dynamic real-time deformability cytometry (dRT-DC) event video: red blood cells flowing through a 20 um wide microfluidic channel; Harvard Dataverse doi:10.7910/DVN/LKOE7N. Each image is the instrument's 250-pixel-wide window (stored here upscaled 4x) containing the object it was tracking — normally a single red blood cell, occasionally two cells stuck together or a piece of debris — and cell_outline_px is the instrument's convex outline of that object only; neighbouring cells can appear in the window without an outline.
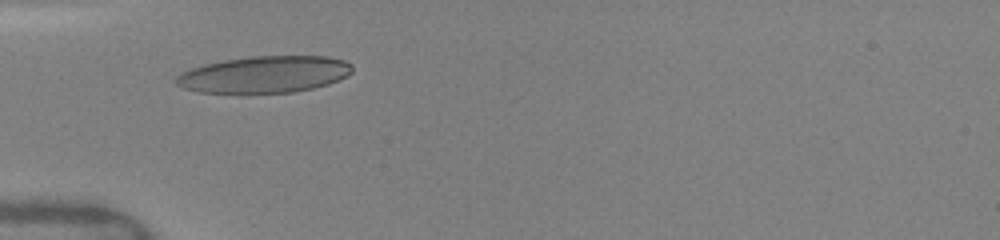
{"species": "human", "species_latin": "Homo sapiens", "temperature_condition": "warm", "stored_images_in_passage": 52, "camera_frame_rate_fps": 3000, "um_per_image_px": 0.085, "donor": {"sex": "female"}, "frame": {"image": 1, "passage_image": 13, "time_ms": 3.0, "image_size_px": [1000, 240], "cell_outline_px": [[352, 72], [348, 76], [328, 84], [312, 88], [292, 92], [200, 92], [184, 88], [176, 84], [172, 80], [180, 72], [204, 64], [224, 60], [252, 56], [328, 56], [344, 60], [352, 64]], "centroid_in_image_um": [22.48, 6.31], "position_along_channel_um": 62.5, "area_um2": 37.63}}
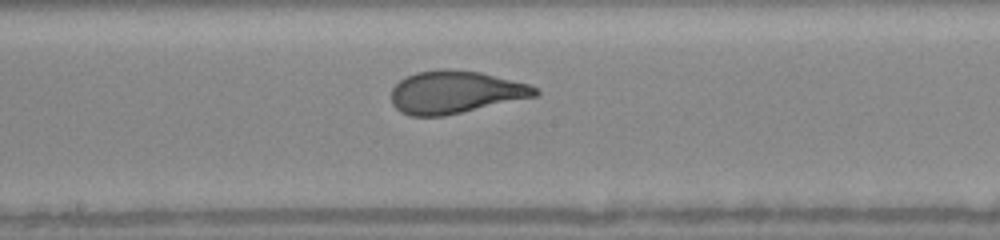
{"frame": {"image": 2, "passage_image": 28, "time_ms": 6.667, "image_size_px": [1000, 240], "cell_outline_px": [[540, 92], [536, 96], [444, 116], [412, 116], [400, 112], [392, 104], [392, 88], [400, 80], [416, 72], [440, 68], [452, 68], [480, 72], [528, 84], [536, 88]], "centroid_in_image_um": [38.67, 7.82], "position_along_channel_um": 209.5, "area_um2": 35.66}}
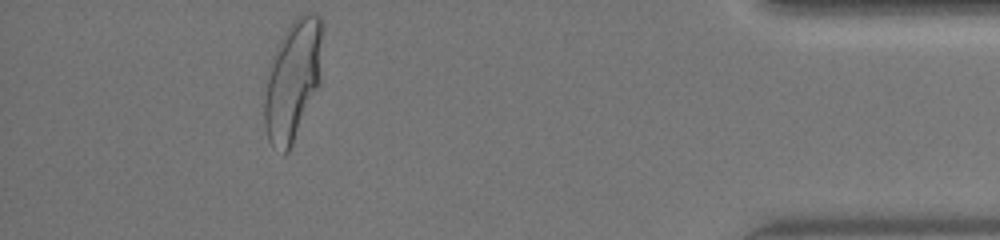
{"frame": {"image": 3, "passage_image": 47, "time_ms": 12.667, "image_size_px": [1000, 240], "cell_outline_px": [[324, 28], [320, 84], [292, 144], [288, 152], [284, 152], [272, 148], [268, 140], [264, 124], [260, 92], [268, 64], [284, 32], [292, 20], [296, 16], [304, 12], [316, 12], [320, 16], [324, 24]], "centroid_in_image_um": [24.85, 6.75], "position_along_channel_um": 410.3, "area_um2": 42.54}, "authors_computed_cell_mechanics": {"area_um2": 35.7204, "velocity_mm_per_s": 4.0971, "shape_relaxation_time_tau1_ms": 3.6704, "shape_relaxation_time_tau2_ms": null, "deformation_change_tau1": 0.1858, "deformation_change_tau2": null}}